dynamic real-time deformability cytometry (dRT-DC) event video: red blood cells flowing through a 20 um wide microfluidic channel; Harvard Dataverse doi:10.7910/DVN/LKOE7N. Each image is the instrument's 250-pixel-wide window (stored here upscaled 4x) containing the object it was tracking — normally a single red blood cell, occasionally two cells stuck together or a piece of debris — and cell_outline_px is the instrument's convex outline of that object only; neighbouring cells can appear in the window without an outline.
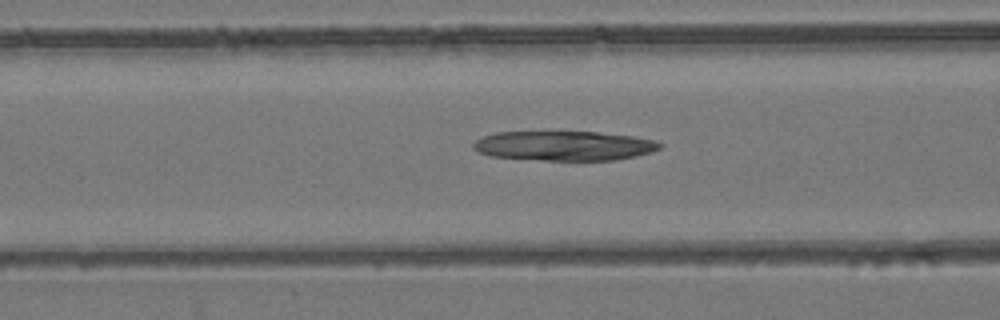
{"species": "common noctule bat (a hibernating species)", "species_latin": "Nyctalus noctula", "temperature_condition": "room temperature", "stored_images_in_passage": 53, "camera_frame_rate_fps": 3000, "um_per_image_px": 0.085, "animal": {"sex": "female", "body_mass_g": 24.6, "forearm_length_mm": 56.2}, "frame": {"image": 1, "passage_image": 22, "time_ms": 7.0, "image_size_px": [1000, 320], "cell_outline_px": [[664, 144], [660, 148], [652, 152], [636, 156], [616, 160], [544, 160], [492, 156], [480, 152], [472, 148], [472, 144], [476, 140], [484, 136], [496, 132], [596, 132], [632, 136], [656, 140]], "centroid_in_image_um": [47.99, 12.39], "position_along_channel_um": 118.6, "area_um2": 32.08}}
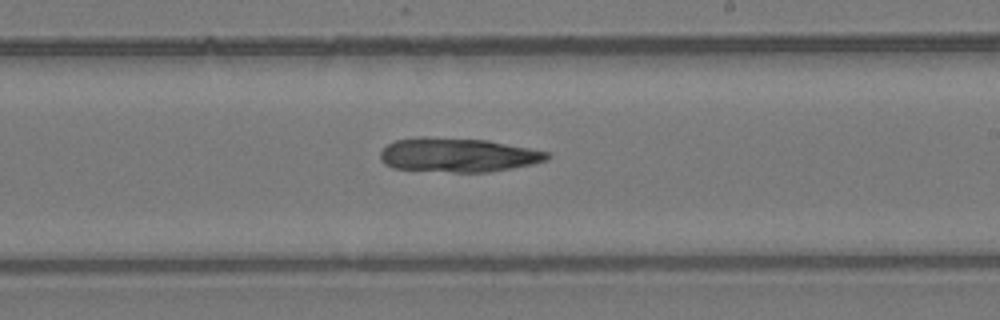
{"frame": {"image": 2, "passage_image": 32, "time_ms": 10.333, "image_size_px": [1000, 320], "cell_outline_px": [[552, 156], [548, 160], [532, 164], [512, 168], [488, 172], [452, 172], [392, 168], [384, 164], [380, 160], [380, 152], [388, 144], [396, 140], [416, 136], [424, 136], [488, 140], [548, 152]], "centroid_in_image_um": [38.9, 13.17], "position_along_channel_um": 250.1, "area_um2": 33.35}}
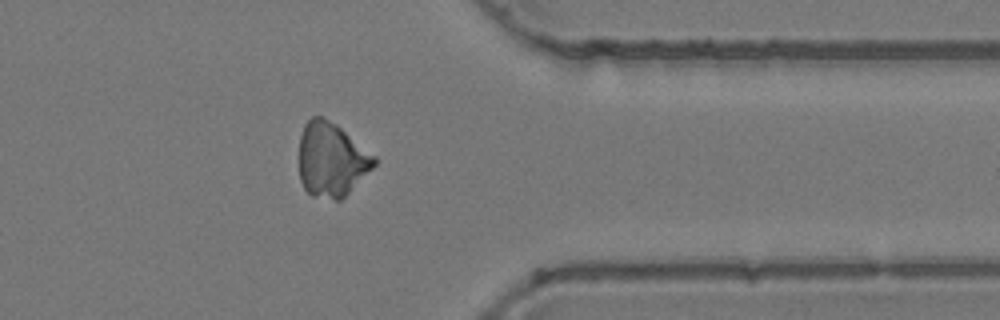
{"frame": {"image": 3, "passage_image": 43, "time_ms": 14.0, "image_size_px": [1000, 320], "cell_outline_px": [[376, 164], [340, 200], [336, 200], [312, 196], [304, 188], [300, 180], [300, 136], [304, 124], [312, 116], [320, 116], [336, 124], [376, 156]], "centroid_in_image_um": [28.16, 13.56], "position_along_channel_um": 383.2, "area_um2": 32.14}}